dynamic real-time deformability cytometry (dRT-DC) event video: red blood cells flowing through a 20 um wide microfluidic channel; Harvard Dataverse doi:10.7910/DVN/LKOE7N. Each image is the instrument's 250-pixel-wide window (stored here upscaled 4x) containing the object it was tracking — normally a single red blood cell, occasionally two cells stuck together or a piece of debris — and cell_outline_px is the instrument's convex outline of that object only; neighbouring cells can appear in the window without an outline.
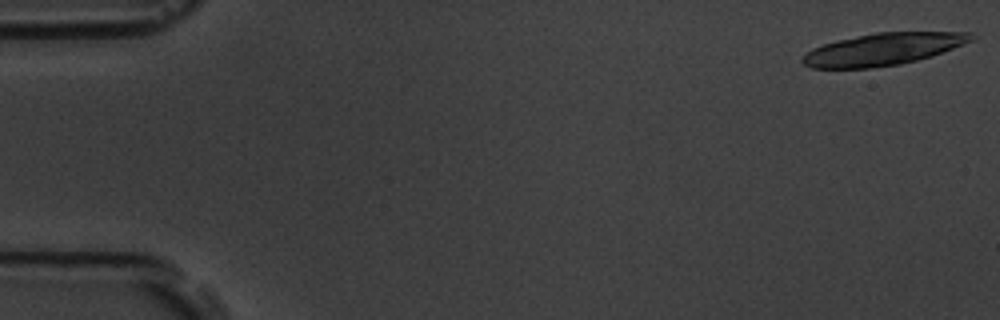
{"species": "common noctule bat (a hibernating species)", "species_latin": "Nyctalus noctula", "temperature_condition": "room temperature", "stored_images_in_passage": 19, "camera_frame_rate_fps": 3000, "um_per_image_px": 0.085, "animal": {"sex": "male", "body_mass_g": 19.5, "forearm_length_mm": 54.6}, "frame": {"image": 1, "passage_image": 1, "time_ms": 0.0, "image_size_px": [1000, 320], "cell_outline_px": [[976, 36], [972, 40], [964, 44], [932, 56], [900, 64], [868, 68], [812, 68], [804, 64], [800, 60], [812, 48], [836, 40], [876, 32], [972, 32]], "centroid_in_image_um": [75.07, 4.18], "position_along_channel_um": 9.9, "area_um2": 31.44}}